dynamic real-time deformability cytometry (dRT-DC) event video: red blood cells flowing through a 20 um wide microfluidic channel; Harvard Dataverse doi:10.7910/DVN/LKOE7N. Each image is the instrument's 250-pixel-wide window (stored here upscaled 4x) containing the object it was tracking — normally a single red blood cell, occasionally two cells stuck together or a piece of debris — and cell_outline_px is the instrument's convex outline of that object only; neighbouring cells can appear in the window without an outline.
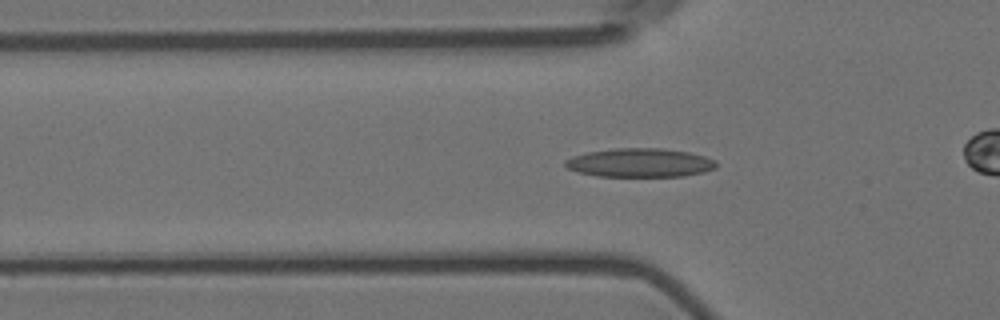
{"species": "Egyptian fruit bat (a non-hibernating species)", "species_latin": "Rousettus aegyptiacus", "temperature_condition": "room temperature", "stored_images_in_passage": 58, "camera_frame_rate_fps": 3000, "um_per_image_px": 0.085, "animal": {"sex": "female"}, "frame": {"image": 1, "passage_image": 19, "time_ms": 6.0, "image_size_px": [1000, 320], "cell_outline_px": [[716, 168], [704, 172], [684, 176], [596, 176], [576, 172], [568, 168], [564, 164], [564, 160], [572, 156], [588, 152], [612, 148], [664, 148], [688, 152], [704, 156], [716, 160]], "centroid_in_image_um": [54.38, 13.83], "position_along_channel_um": 71.4, "area_um2": 25.49}}
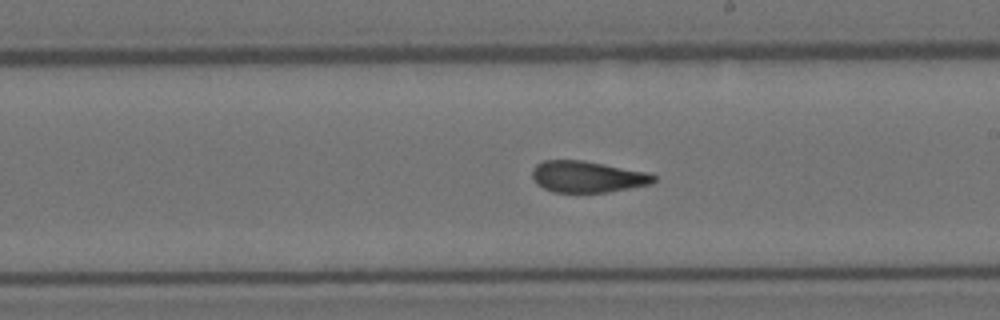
{"frame": {"image": 2, "passage_image": 33, "time_ms": 10.667, "image_size_px": [1000, 320], "cell_outline_px": [[656, 180], [652, 184], [608, 192], [552, 192], [536, 184], [532, 176], [532, 168], [536, 164], [544, 160], [584, 160], [648, 172], [656, 176]], "centroid_in_image_um": [49.93, 15.02], "position_along_channel_um": 239.1, "area_um2": 22.43}}
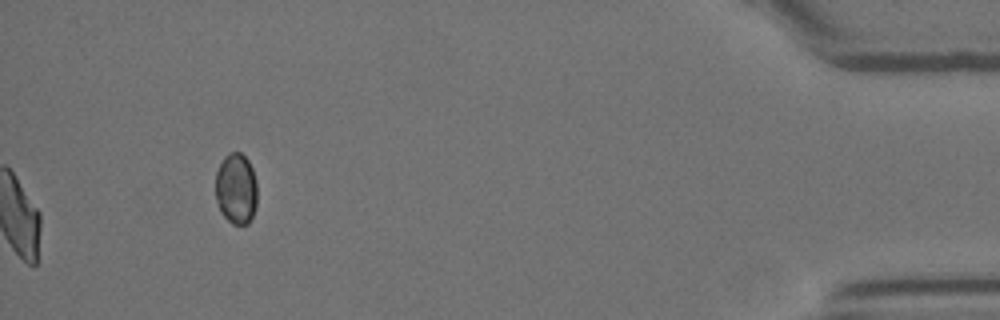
{"frame": {"image": 3, "passage_image": 58, "time_ms": 19.0, "image_size_px": [1000, 320], "cell_outline_px": [[256, 204], [252, 216], [248, 224], [232, 224], [220, 212], [216, 200], [216, 172], [224, 156], [228, 152], [240, 152], [248, 160], [252, 168], [256, 180]], "centroid_in_image_um": [20.06, 16.03], "position_along_channel_um": 415.1, "area_um2": 17.28}, "authors_computed_cell_mechanics": {"area_um2": 23.0622, "velocity_mm_per_s": 3.5702, "shape_relaxation_time_tau1_ms": 9.3821, "shape_relaxation_time_tau2_ms": 1.5315, "deformation_change_tau1": 0.2295, "deformation_change_tau2": 0.0835}}